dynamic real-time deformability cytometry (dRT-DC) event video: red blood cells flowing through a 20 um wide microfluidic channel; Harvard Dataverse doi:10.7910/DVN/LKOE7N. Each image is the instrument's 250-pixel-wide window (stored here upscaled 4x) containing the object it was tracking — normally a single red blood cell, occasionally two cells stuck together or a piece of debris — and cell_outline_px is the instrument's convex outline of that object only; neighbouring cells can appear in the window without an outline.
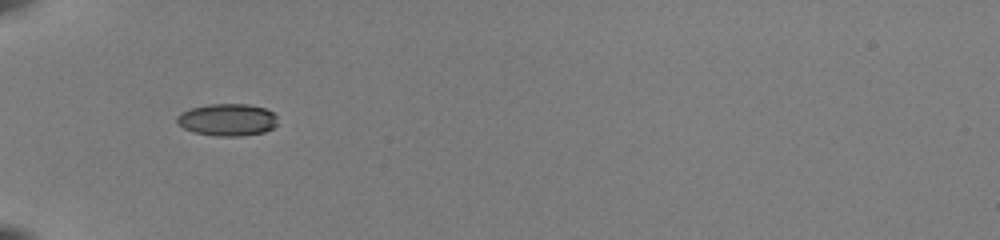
{"species": "common noctule bat (a hibernating species)", "species_latin": "Nyctalus noctula", "temperature_condition": "room temperature", "stored_images_in_passage": 34, "camera_frame_rate_fps": 3000, "um_per_image_px": 0.085, "animal": {"sex": "female", "body_mass_g": 22.0, "forearm_length_mm": 56.7}, "frame": {"image": 1, "passage_image": 1, "time_ms": 0.0, "image_size_px": [1000, 240], "cell_outline_px": [[276, 124], [272, 128], [264, 132], [240, 136], [216, 136], [196, 132], [184, 128], [176, 124], [176, 116], [180, 112], [192, 108], [208, 104], [248, 104], [264, 108], [272, 112], [276, 116]], "centroid_in_image_um": [19.3, 10.17], "position_along_channel_um": 65.7, "area_um2": 18.84}}
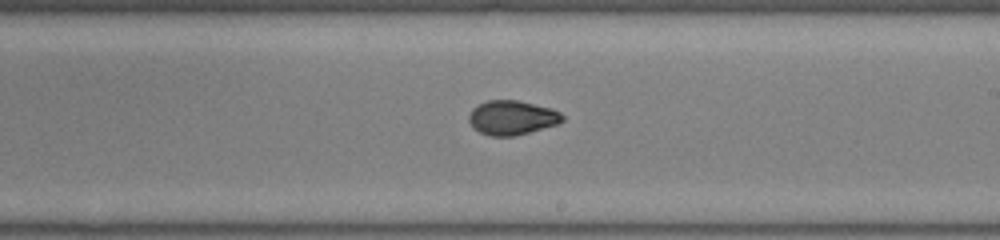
{"frame": {"image": 2, "passage_image": 15, "time_ms": 4.667, "image_size_px": [1000, 240], "cell_outline_px": [[564, 120], [556, 124], [528, 132], [512, 136], [488, 136], [472, 128], [468, 120], [468, 116], [472, 108], [488, 100], [516, 100], [552, 108], [560, 112], [564, 116]], "centroid_in_image_um": [43.49, 10.0], "position_along_channel_um": 245.5, "area_um2": 18.67}}
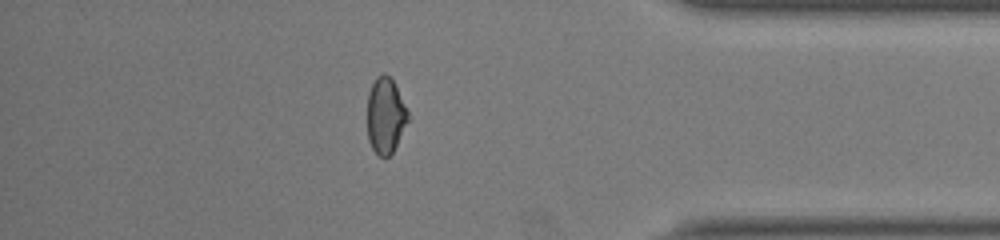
{"frame": {"image": 3, "passage_image": 28, "time_ms": 9.0, "image_size_px": [1000, 240], "cell_outline_px": [[408, 120], [392, 152], [388, 156], [380, 156], [372, 148], [368, 140], [368, 92], [376, 76], [384, 72], [392, 80], [408, 112]], "centroid_in_image_um": [32.74, 9.8], "position_along_channel_um": 402.5, "area_um2": 17.51}, "authors_computed_cell_mechanics": {"area_um2": 18.8139, "velocity_mm_per_s": 4.0398, "shape_relaxation_time_tau1_ms": 11.1914, "shape_relaxation_time_tau2_ms": 1.1712, "deformation_change_tau1": 0.244, "deformation_change_tau2": 0.0499}}